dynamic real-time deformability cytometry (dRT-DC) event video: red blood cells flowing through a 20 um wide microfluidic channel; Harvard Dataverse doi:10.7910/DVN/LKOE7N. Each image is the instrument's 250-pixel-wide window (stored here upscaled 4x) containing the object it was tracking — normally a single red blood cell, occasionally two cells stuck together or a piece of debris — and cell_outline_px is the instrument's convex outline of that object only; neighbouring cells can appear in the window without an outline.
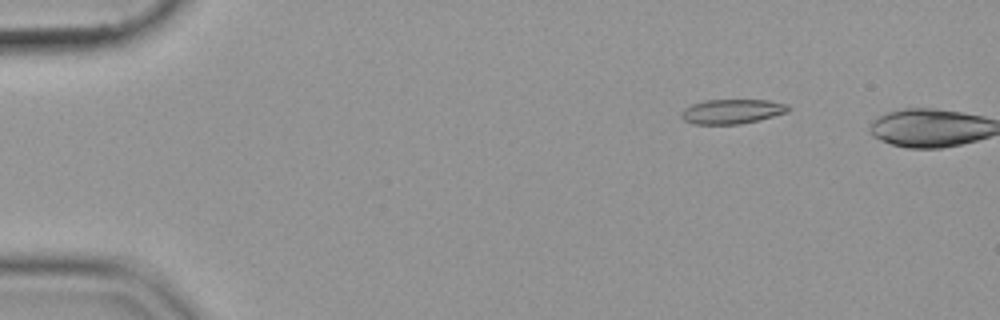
{"species": "common noctule bat (a hibernating species)", "species_latin": "Nyctalus noctula", "temperature_condition": "cold", "stored_images_in_passage": 2, "camera_frame_rate_fps": 3000, "um_per_image_px": 0.085, "animal": {"sex": "female", "body_mass_g": 19.9}, "frame": {"image": 1, "passage_image": 1, "time_ms": 0.0, "image_size_px": [1000, 320], "cell_outline_px": [[792, 108], [788, 112], [740, 124], [692, 124], [684, 120], [680, 116], [680, 112], [684, 108], [692, 104], [704, 100], [768, 100], [788, 104]], "centroid_in_image_um": [62.2, 9.47], "position_along_channel_um": 22.8, "area_um2": 15.37}}